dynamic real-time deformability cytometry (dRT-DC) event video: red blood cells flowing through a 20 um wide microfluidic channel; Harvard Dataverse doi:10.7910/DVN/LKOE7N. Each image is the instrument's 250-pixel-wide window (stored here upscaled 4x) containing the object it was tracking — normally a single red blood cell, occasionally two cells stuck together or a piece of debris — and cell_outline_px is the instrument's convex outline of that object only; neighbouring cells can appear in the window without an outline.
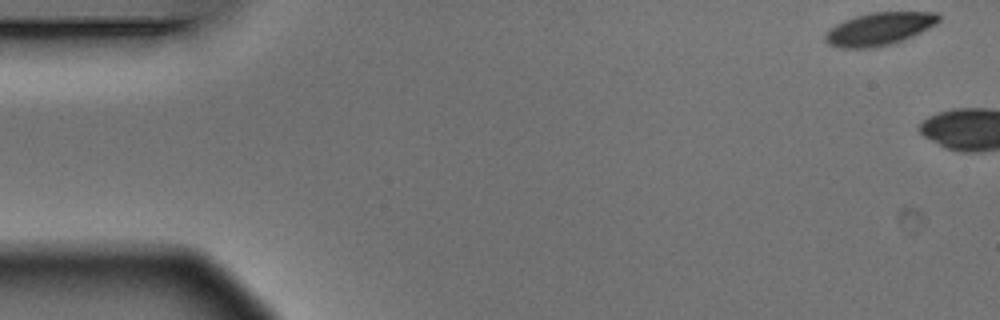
{"species": "Egyptian fruit bat (a non-hibernating species)", "species_latin": "Rousettus aegyptiacus", "temperature_condition": "warm", "stored_images_in_passage": 2, "camera_frame_rate_fps": 3000, "um_per_image_px": 0.085, "animal": {"sex": "male"}, "frame": {"image": 1, "passage_image": 1, "time_ms": 0.0, "image_size_px": [1000, 320], "cell_outline_px": [[940, 20], [936, 24], [904, 40], [872, 48], [840, 48], [828, 44], [824, 40], [824, 32], [836, 24], [844, 20], [856, 16], [872, 12], [936, 12], [940, 16]], "centroid_in_image_um": [74.7, 2.45], "position_along_channel_um": 10.3, "area_um2": 21.68}}